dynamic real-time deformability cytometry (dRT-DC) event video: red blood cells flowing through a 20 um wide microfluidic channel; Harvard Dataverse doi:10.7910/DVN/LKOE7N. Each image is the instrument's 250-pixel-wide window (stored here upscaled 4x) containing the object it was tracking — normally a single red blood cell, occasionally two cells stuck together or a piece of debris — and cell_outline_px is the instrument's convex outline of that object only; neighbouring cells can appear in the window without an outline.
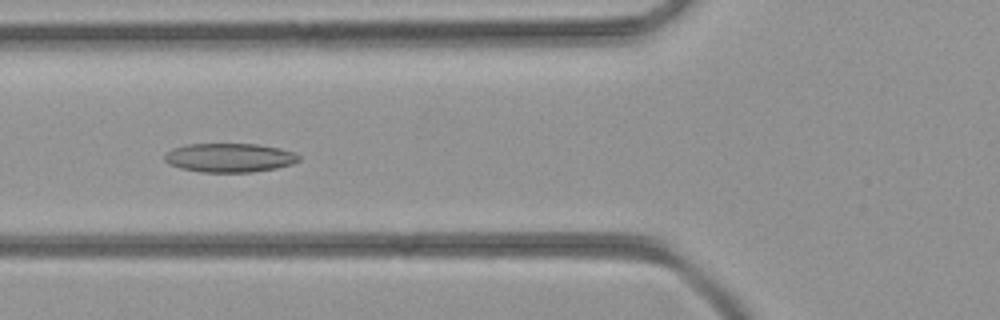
{"species": "common noctule bat (a hibernating species)", "species_latin": "Nyctalus noctula", "temperature_condition": "room temperature", "stored_images_in_passage": 30, "camera_frame_rate_fps": 3000, "um_per_image_px": 0.085, "animal": {"sex": "female", "body_mass_g": 21.9}, "frame": {"image": 1, "passage_image": 3, "time_ms": 0.667, "image_size_px": [1000, 320], "cell_outline_px": [[300, 160], [292, 164], [276, 168], [252, 172], [200, 172], [180, 168], [168, 164], [164, 160], [164, 156], [172, 148], [188, 144], [256, 144], [280, 148], [296, 152], [300, 156]], "centroid_in_image_um": [19.52, 13.4], "position_along_channel_um": 106.3, "area_um2": 22.77}}
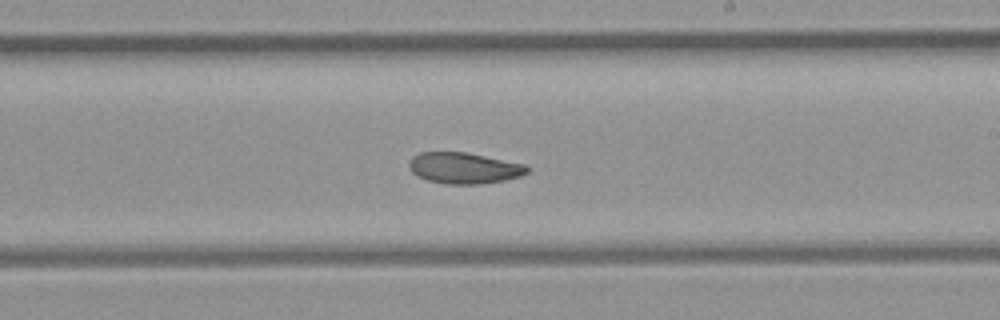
{"frame": {"image": 2, "passage_image": 12, "time_ms": 3.667, "image_size_px": [1000, 320], "cell_outline_px": [[528, 172], [520, 176], [504, 180], [480, 184], [444, 184], [428, 180], [416, 176], [408, 168], [408, 164], [412, 156], [420, 152], [468, 152], [524, 164], [528, 168]], "centroid_in_image_um": [39.4, 14.28], "position_along_channel_um": 249.6, "area_um2": 21.5}}
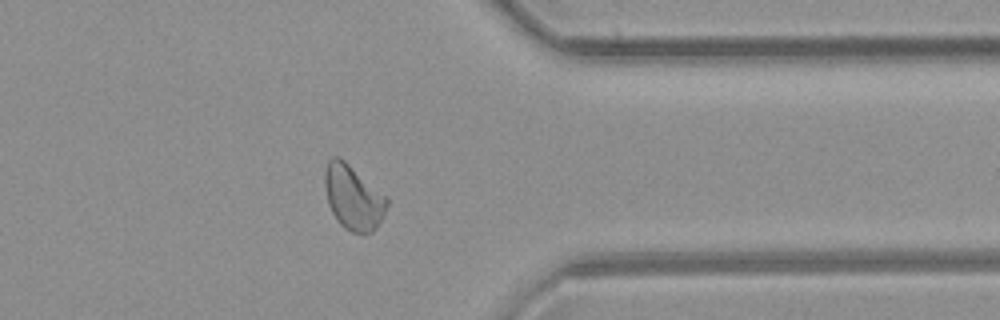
{"frame": {"image": 3, "passage_image": 21, "time_ms": 6.667, "image_size_px": [1000, 320], "cell_outline_px": [[388, 204], [384, 216], [376, 228], [372, 232], [352, 232], [344, 228], [336, 220], [328, 204], [324, 184], [324, 172], [328, 160], [332, 156], [336, 156], [344, 160], [388, 196]], "centroid_in_image_um": [30.03, 16.77], "position_along_channel_um": 381.4, "area_um2": 23.58}}